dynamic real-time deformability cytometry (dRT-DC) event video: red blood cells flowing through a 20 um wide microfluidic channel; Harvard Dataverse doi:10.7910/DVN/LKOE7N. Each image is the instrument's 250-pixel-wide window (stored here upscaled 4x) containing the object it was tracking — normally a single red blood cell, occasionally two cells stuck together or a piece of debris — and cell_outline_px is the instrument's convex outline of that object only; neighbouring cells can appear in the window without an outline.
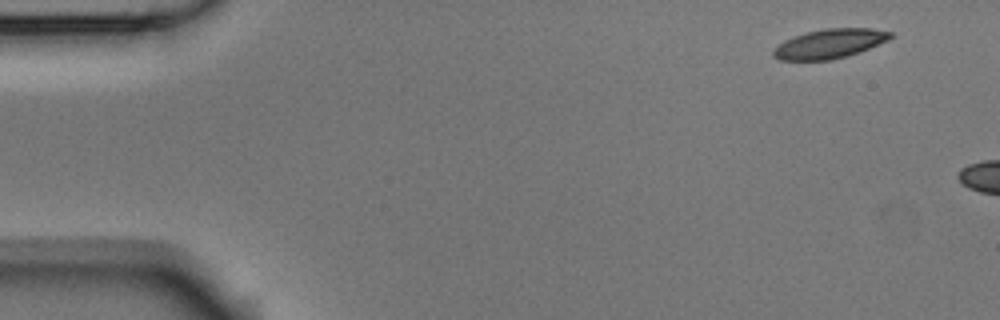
{"species": "Egyptian fruit bat (a non-hibernating species)", "species_latin": "Rousettus aegyptiacus", "temperature_condition": "room temperature", "stored_images_in_passage": 3, "camera_frame_rate_fps": 3000, "um_per_image_px": 0.085, "animal": {"sex": "male"}, "frame": {"image": 1, "passage_image": 1, "time_ms": 0.0, "image_size_px": [1000, 320], "cell_outline_px": [[892, 36], [888, 40], [860, 52], [848, 56], [832, 60], [780, 60], [772, 56], [772, 52], [784, 40], [804, 32], [824, 28], [872, 28], [892, 32]], "centroid_in_image_um": [70.52, 3.71], "position_along_channel_um": 14.5, "area_um2": 20.11}}